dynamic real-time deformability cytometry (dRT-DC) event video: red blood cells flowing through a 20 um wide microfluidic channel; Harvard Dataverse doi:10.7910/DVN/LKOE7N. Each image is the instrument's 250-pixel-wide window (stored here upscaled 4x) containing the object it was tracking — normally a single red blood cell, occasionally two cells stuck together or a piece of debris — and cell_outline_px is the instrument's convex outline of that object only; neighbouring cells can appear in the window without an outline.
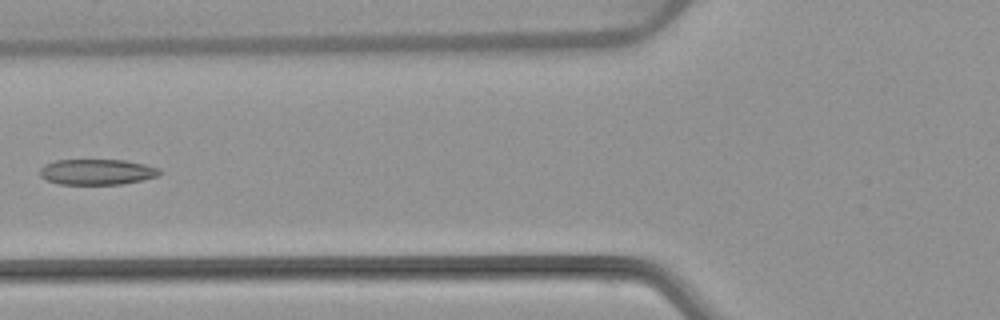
{"species": "common noctule bat (a hibernating species)", "species_latin": "Nyctalus noctula", "temperature_condition": "warm", "stored_images_in_passage": 5, "camera_frame_rate_fps": 3000, "um_per_image_px": 0.085, "animal": {"sex": "female", "body_mass_g": 22.7, "forearm_length_mm": 54.2}, "frame": {"image": 1, "passage_image": 4, "time_ms": 3.667, "image_size_px": [1000, 320], "cell_outline_px": [[160, 176], [120, 184], [60, 184], [48, 180], [40, 176], [40, 168], [44, 164], [56, 160], [124, 160], [144, 164], [160, 168]], "centroid_in_image_um": [8.24, 14.61], "position_along_channel_um": 117.6, "area_um2": 17.8}}
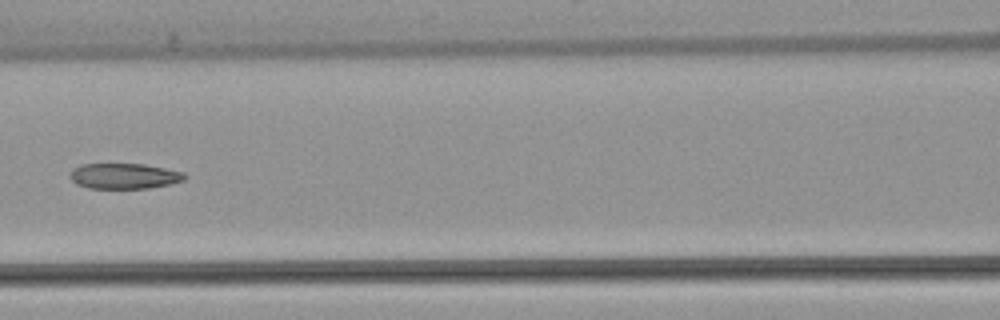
{"frame": {"image": 2, "passage_image": 5, "time_ms": 4.667, "image_size_px": [1000, 320], "cell_outline_px": [[188, 176], [184, 180], [172, 184], [148, 188], [88, 188], [76, 184], [68, 176], [72, 168], [80, 164], [144, 164], [184, 172]], "centroid_in_image_um": [10.55, 14.96], "position_along_channel_um": 156.1, "area_um2": 17.22}}